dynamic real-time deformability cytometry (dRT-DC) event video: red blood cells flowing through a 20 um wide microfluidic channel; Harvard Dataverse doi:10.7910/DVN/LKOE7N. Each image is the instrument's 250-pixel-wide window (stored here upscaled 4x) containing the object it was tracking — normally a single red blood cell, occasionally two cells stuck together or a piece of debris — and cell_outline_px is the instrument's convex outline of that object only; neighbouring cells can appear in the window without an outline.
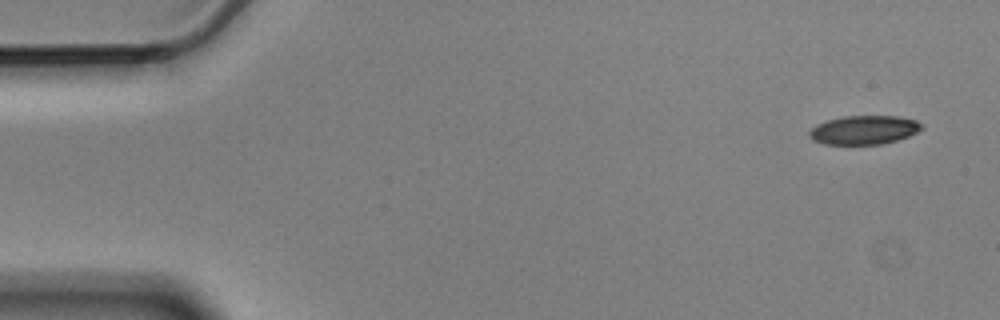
{"species": "Egyptian fruit bat (a non-hibernating species)", "species_latin": "Rousettus aegyptiacus", "temperature_condition": "cold", "stored_images_in_passage": 5, "camera_frame_rate_fps": 3000, "um_per_image_px": 0.085, "animal": {"sex": "male"}, "frame": {"image": 1, "passage_image": 1, "time_ms": 0.0, "image_size_px": [1000, 320], "cell_outline_px": [[924, 128], [908, 136], [884, 144], [824, 144], [812, 140], [808, 136], [808, 132], [816, 124], [828, 120], [844, 116], [900, 116], [916, 120], [924, 124]], "centroid_in_image_um": [73.45, 11.04], "position_along_channel_um": 11.6, "area_um2": 19.02}}